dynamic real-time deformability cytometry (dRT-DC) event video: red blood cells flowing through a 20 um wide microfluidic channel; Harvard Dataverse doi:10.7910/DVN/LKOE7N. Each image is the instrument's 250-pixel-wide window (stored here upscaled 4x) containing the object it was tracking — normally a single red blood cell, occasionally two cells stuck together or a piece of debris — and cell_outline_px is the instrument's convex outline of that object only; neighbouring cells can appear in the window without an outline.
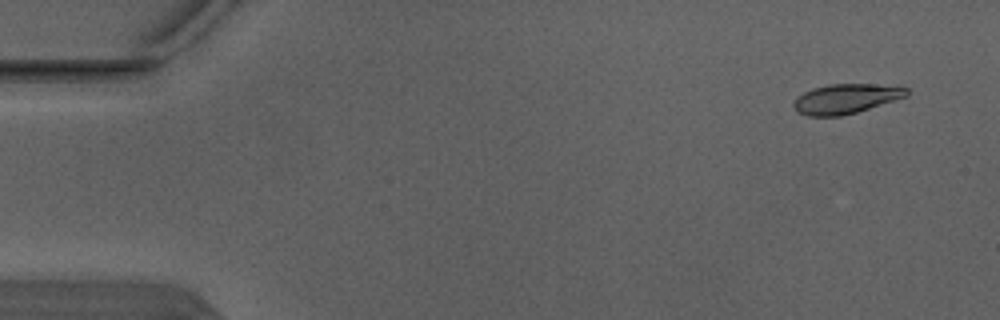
{"species": "Egyptian fruit bat (a non-hibernating species)", "species_latin": "Rousettus aegyptiacus", "temperature_condition": "warm", "stored_images_in_passage": 5, "segment_of_instrument_passage": [1, 2], "camera_frame_rate_fps": 3000, "um_per_image_px": 0.085, "animal": {"sex": "male"}, "frame": {"image": 1, "passage_image": 1, "time_ms": 0.0, "image_size_px": [1000, 320], "cell_outline_px": [[908, 96], [856, 112], [840, 116], [808, 116], [796, 112], [792, 104], [796, 96], [812, 88], [832, 84], [872, 84], [908, 88]], "centroid_in_image_um": [71.84, 8.4], "position_along_channel_um": 13.2, "area_um2": 19.48}}